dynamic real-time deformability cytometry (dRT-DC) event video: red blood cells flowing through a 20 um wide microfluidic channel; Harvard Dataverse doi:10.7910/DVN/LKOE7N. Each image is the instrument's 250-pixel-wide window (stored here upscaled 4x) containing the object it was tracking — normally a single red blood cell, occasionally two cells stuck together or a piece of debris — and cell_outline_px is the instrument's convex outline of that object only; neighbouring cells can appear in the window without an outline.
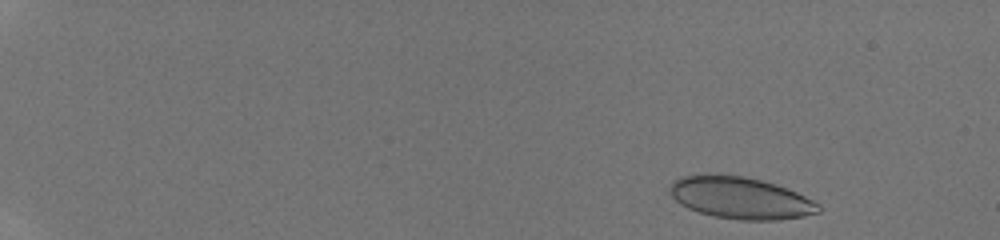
{"species": "human", "species_latin": "Homo sapiens", "temperature_condition": "room temperature", "stored_images_in_passage": 43, "camera_frame_rate_fps": 3000, "um_per_image_px": 0.085, "donor": {"sex": "male"}, "frame": {"image": 1, "passage_image": 3, "time_ms": 0.667, "image_size_px": [1000, 240], "cell_outline_px": [[820, 212], [804, 216], [776, 220], [740, 220], [712, 216], [688, 208], [680, 204], [672, 196], [668, 188], [672, 180], [680, 176], [704, 172], [716, 172], [744, 176], [776, 184], [796, 192], [820, 204]], "centroid_in_image_um": [62.87, 16.78], "position_along_channel_um": 22.1, "area_um2": 36.93}}
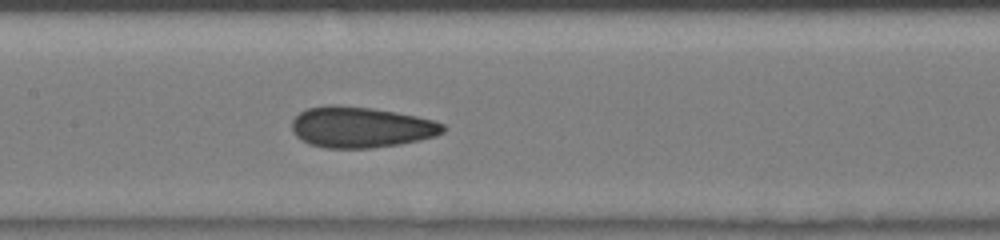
{"frame": {"image": 2, "passage_image": 23, "time_ms": 7.333, "image_size_px": [1000, 240], "cell_outline_px": [[444, 132], [436, 136], [420, 140], [400, 144], [372, 148], [324, 148], [308, 144], [296, 136], [292, 132], [292, 120], [300, 112], [308, 108], [328, 104], [336, 104], [372, 108], [396, 112], [416, 116], [432, 120], [444, 124]], "centroid_in_image_um": [30.65, 10.81], "position_along_channel_um": 176.7, "area_um2": 36.24}}
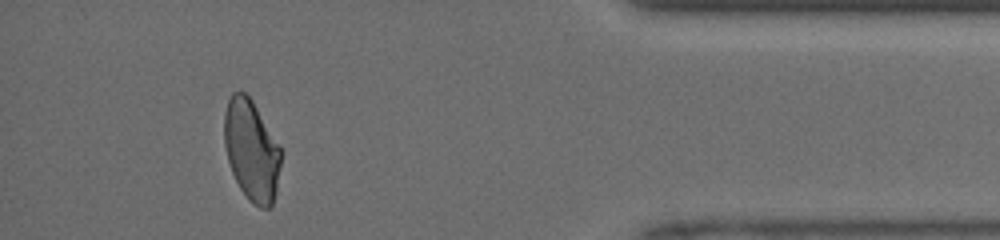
{"frame": {"image": 3, "passage_image": 40, "time_ms": 13.0, "image_size_px": [1000, 240], "cell_outline_px": [[280, 164], [276, 192], [272, 204], [268, 208], [260, 208], [248, 200], [240, 188], [232, 172], [228, 160], [224, 144], [224, 112], [228, 100], [232, 92], [244, 92], [252, 100], [280, 148]], "centroid_in_image_um": [21.35, 12.79], "position_along_channel_um": 413.9, "area_um2": 32.89}}